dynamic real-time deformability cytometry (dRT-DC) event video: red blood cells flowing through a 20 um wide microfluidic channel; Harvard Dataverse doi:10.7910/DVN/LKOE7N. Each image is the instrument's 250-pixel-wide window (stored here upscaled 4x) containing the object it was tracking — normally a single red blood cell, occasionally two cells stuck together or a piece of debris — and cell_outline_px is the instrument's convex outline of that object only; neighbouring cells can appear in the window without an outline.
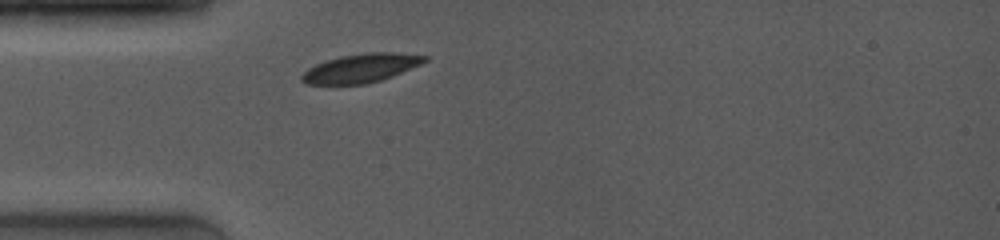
{"species": "common noctule bat (a hibernating species)", "species_latin": "Nyctalus noctula", "temperature_condition": "room temperature", "stored_images_in_passage": 1, "camera_frame_rate_fps": 4000, "um_per_image_px": 0.085, "animal": {"sex": "female", "body_mass_g": 19.0, "forearm_length_mm": 53.3}, "frame": {"image": 1, "passage_image": 1, "time_ms": 0.0, "image_size_px": [1000, 240], "cell_outline_px": [[428, 60], [420, 64], [392, 76], [380, 80], [364, 84], [328, 88], [304, 84], [300, 80], [300, 76], [308, 68], [316, 64], [340, 56], [372, 52], [392, 52], [428, 56]], "centroid_in_image_um": [30.56, 5.85], "position_along_channel_um": 54.4, "area_um2": 21.21}}